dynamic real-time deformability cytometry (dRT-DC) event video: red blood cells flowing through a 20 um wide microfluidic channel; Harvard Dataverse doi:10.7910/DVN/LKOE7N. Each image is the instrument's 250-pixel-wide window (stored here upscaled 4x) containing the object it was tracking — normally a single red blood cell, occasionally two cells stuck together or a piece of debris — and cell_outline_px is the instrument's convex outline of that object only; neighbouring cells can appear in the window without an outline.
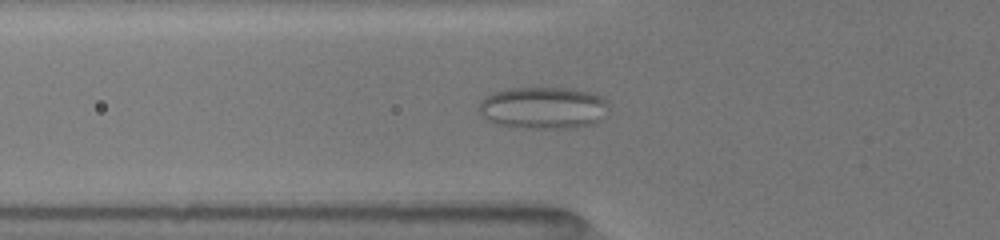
{"species": "common noctule bat (a hibernating species)", "species_latin": "Nyctalus noctula", "temperature_condition": "room temperature", "stored_images_in_passage": 45, "camera_frame_rate_fps": 3000, "um_per_image_px": 0.085, "animal": {"sex": "female", "body_mass_g": 19.5, "forearm_length_mm": 54.1}, "frame": {"image": 1, "passage_image": 16, "time_ms": 5.0, "image_size_px": [1000, 240], "cell_outline_px": [[608, 104], [596, 120], [592, 124], [576, 128], [524, 128], [500, 124], [488, 120], [480, 112], [480, 104], [492, 92], [504, 88], [572, 88], [592, 92], [604, 96]], "centroid_in_image_um": [46.18, 9.14], "position_along_channel_um": 79.6, "area_um2": 31.44}}
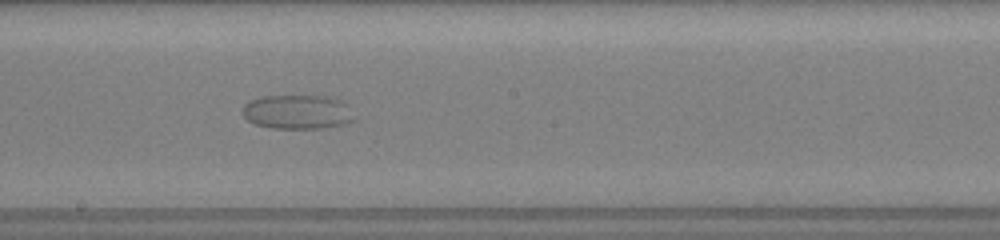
{"frame": {"image": 2, "passage_image": 28, "time_ms": 9.0, "image_size_px": [1000, 240], "cell_outline_px": [[352, 120], [344, 124], [320, 128], [272, 128], [256, 124], [248, 120], [244, 116], [244, 104], [248, 100], [264, 96], [328, 96], [340, 100], [344, 104]], "centroid_in_image_um": [25.2, 9.51], "position_along_channel_um": 223.0, "area_um2": 21.73}}
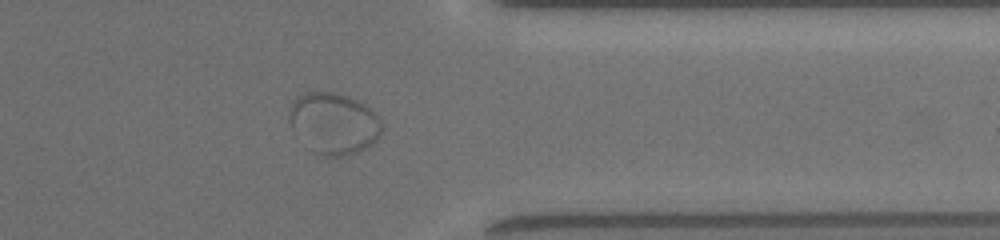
{"frame": {"image": 3, "passage_image": 42, "time_ms": 13.667, "image_size_px": [1000, 240], "cell_outline_px": [[380, 132], [376, 140], [364, 148], [356, 152], [340, 156], [324, 156], [312, 152], [292, 128], [288, 116], [288, 112], [296, 96], [304, 92], [336, 92], [348, 96], [364, 104], [380, 120]], "centroid_in_image_um": [28.31, 10.47], "position_along_channel_um": 383.1, "area_um2": 32.66}}